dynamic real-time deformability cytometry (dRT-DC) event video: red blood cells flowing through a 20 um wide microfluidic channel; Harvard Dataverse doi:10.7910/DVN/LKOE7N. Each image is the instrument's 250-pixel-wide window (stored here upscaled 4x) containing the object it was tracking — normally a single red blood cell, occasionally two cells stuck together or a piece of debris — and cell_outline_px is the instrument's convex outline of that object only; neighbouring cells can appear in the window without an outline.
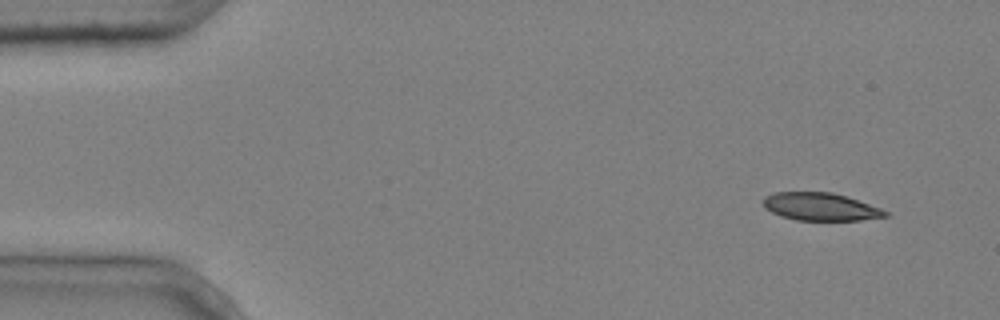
{"species": "common noctule bat (a hibernating species)", "species_latin": "Nyctalus noctula", "temperature_condition": "cold", "stored_images_in_passage": 3, "camera_frame_rate_fps": 3000, "um_per_image_px": 0.085, "animal": {"sex": "male", "body_mass_g": 20.4}, "frame": {"image": 1, "passage_image": 1, "time_ms": 0.0, "image_size_px": [1000, 320], "cell_outline_px": [[888, 216], [860, 220], [796, 220], [780, 216], [764, 208], [764, 196], [772, 192], [832, 192], [880, 208], [888, 212]], "centroid_in_image_um": [69.69, 17.57], "position_along_channel_um": 15.3, "area_um2": 19.59}}